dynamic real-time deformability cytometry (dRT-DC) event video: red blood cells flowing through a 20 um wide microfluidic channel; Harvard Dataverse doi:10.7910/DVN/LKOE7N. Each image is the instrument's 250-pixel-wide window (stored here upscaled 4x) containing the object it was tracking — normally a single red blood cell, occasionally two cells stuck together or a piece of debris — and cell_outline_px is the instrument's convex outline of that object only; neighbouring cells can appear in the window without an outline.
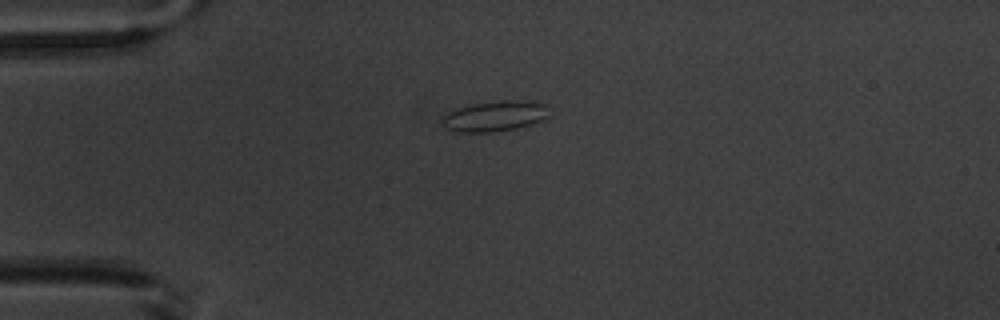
{"species": "common noctule bat (a hibernating species)", "species_latin": "Nyctalus noctula", "temperature_condition": "warm", "stored_images_in_passage": 3, "camera_frame_rate_fps": 3000, "um_per_image_px": 0.085, "animal": {"sex": "male", "body_mass_g": 20.1, "forearm_length_mm": 53.5}, "frame": {"image": 1, "passage_image": 2, "time_ms": 1.333, "image_size_px": [1000, 320], "cell_outline_px": [[548, 116], [544, 120], [532, 124], [516, 128], [492, 132], [456, 132], [444, 128], [440, 120], [440, 116], [456, 108], [468, 104], [500, 100], [516, 100], [548, 104]], "centroid_in_image_um": [42.0, 9.87], "position_along_channel_um": 43.0, "area_um2": 19.42}}